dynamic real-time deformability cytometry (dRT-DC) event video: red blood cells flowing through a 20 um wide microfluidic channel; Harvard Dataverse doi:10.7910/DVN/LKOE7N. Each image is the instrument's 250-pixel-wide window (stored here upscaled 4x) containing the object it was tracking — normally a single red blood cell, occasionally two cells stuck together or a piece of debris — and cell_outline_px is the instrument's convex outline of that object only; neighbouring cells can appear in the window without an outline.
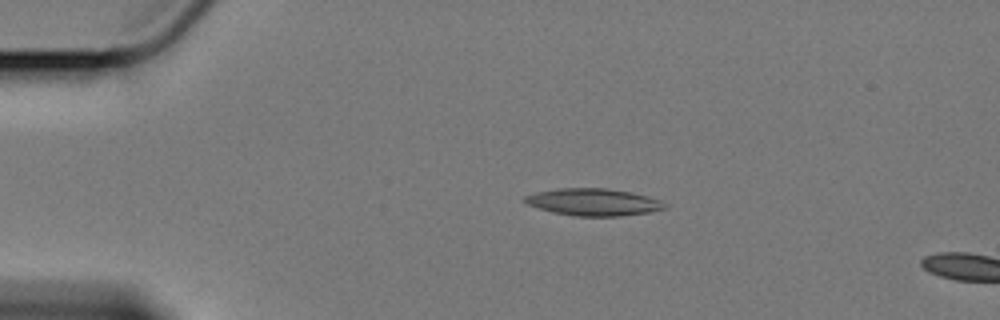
{"species": "Egyptian fruit bat (a non-hibernating species)", "species_latin": "Rousettus aegyptiacus", "temperature_condition": "cold", "stored_images_in_passage": 5, "camera_frame_rate_fps": 3000, "um_per_image_px": 0.085, "animal": {"sex": "female"}, "frame": {"image": 1, "passage_image": 1, "time_ms": 0.0, "image_size_px": [1000, 320], "cell_outline_px": [[668, 208], [648, 212], [620, 216], [576, 216], [556, 212], [540, 208], [528, 204], [524, 200], [524, 196], [536, 192], [556, 188], [608, 188], [632, 192], [648, 196], [660, 200], [668, 204]], "centroid_in_image_um": [50.5, 17.16], "position_along_channel_um": 34.5, "area_um2": 22.08}}